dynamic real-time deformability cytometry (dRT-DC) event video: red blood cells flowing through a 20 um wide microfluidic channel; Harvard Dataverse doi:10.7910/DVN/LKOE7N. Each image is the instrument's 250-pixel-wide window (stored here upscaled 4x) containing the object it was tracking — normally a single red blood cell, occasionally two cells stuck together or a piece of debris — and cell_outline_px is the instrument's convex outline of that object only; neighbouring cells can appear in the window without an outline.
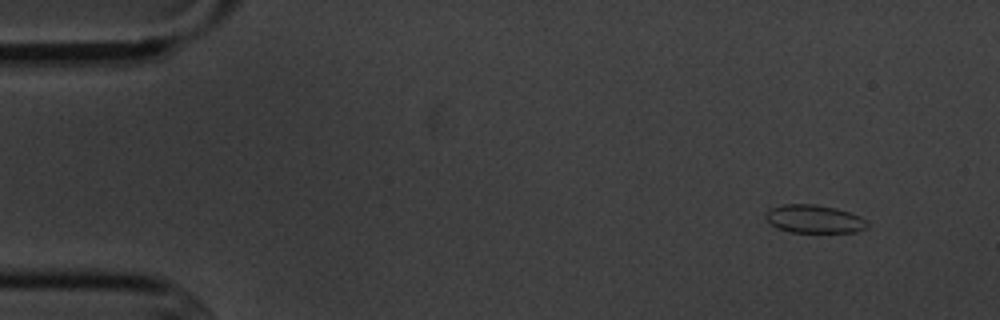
{"species": "common noctule bat (a hibernating species)", "species_latin": "Nyctalus noctula", "temperature_condition": "cold", "stored_images_in_passage": 3, "camera_frame_rate_fps": 3000, "um_per_image_px": 0.085, "animal": {"sex": "male", "body_mass_g": 20.1, "forearm_length_mm": 53.5}, "frame": {"image": 1, "passage_image": 1, "time_ms": 0.0, "image_size_px": [1000, 320], "cell_outline_px": [[868, 228], [856, 232], [792, 232], [776, 228], [764, 216], [764, 212], [768, 208], [780, 204], [816, 204], [836, 208], [860, 216], [868, 220]], "centroid_in_image_um": [69.19, 18.6], "position_along_channel_um": 15.8, "area_um2": 16.94}}